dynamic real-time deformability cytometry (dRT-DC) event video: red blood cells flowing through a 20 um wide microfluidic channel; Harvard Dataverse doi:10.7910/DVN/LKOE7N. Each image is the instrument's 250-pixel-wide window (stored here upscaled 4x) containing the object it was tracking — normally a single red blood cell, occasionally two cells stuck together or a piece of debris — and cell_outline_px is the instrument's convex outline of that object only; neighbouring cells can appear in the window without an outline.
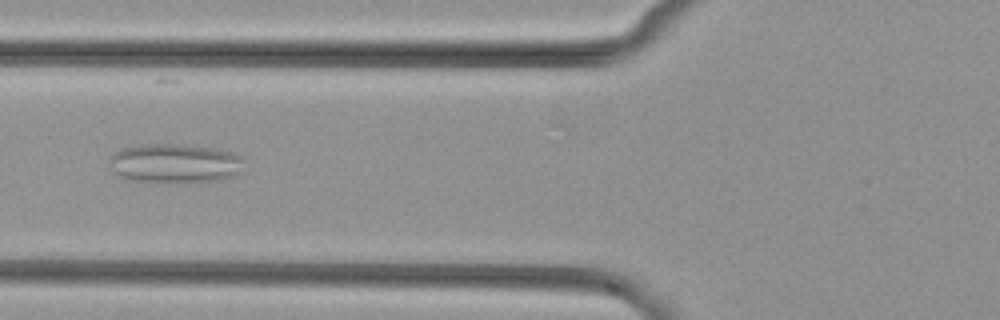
{"species": "common noctule bat (a hibernating species)", "species_latin": "Nyctalus noctula", "temperature_condition": "cold", "stored_images_in_passage": 46, "camera_frame_rate_fps": 3000, "um_per_image_px": 0.085, "animal": {"sex": "female", "body_mass_g": 29.2, "forearm_length_mm": 56.3}, "frame": {"image": 1, "passage_image": 13, "time_ms": 4.0, "image_size_px": [1000, 320], "cell_outline_px": [[244, 172], [220, 180], [192, 184], [164, 184], [128, 180], [116, 176], [112, 172], [108, 164], [108, 160], [120, 148], [140, 144], [180, 144], [212, 148], [232, 152], [240, 156], [244, 160]], "centroid_in_image_um": [14.84, 13.93], "position_along_channel_um": 111.0, "area_um2": 32.25}}
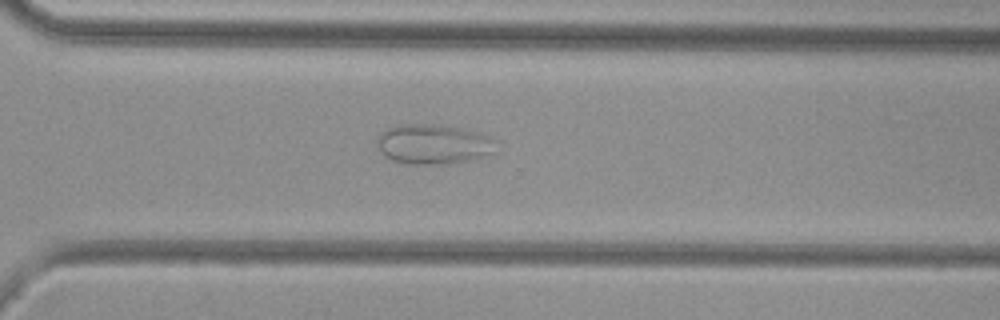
{"frame": {"image": 2, "passage_image": 30, "time_ms": 9.667, "image_size_px": [1000, 320], "cell_outline_px": [[492, 152], [476, 160], [444, 164], [408, 164], [392, 160], [384, 156], [380, 152], [376, 144], [380, 132], [396, 124], [440, 124], [480, 132], [488, 136], [492, 140]], "centroid_in_image_um": [36.77, 12.25], "position_along_channel_um": 333.8, "area_um2": 27.8}}
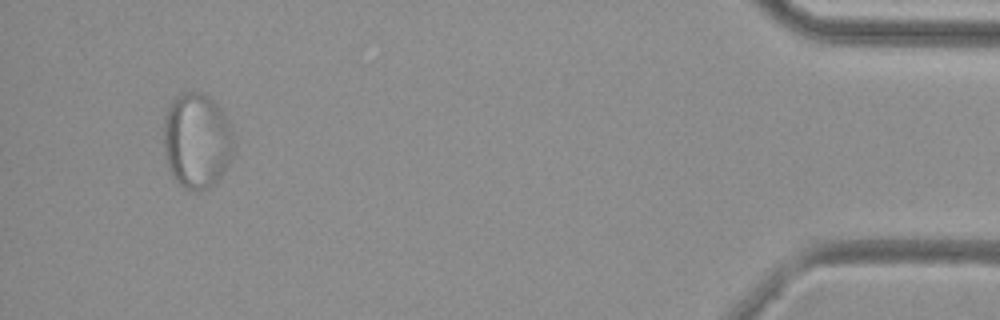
{"frame": {"image": 3, "passage_image": 42, "time_ms": 13.667, "image_size_px": [1000, 320], "cell_outline_px": [[232, 156], [228, 164], [216, 184], [208, 188], [192, 192], [184, 188], [172, 176], [168, 168], [164, 156], [164, 116], [168, 104], [176, 96], [184, 92], [200, 92], [216, 100], [228, 120], [232, 132]], "centroid_in_image_um": [16.71, 11.95], "position_along_channel_um": 418.5, "area_um2": 39.54}}